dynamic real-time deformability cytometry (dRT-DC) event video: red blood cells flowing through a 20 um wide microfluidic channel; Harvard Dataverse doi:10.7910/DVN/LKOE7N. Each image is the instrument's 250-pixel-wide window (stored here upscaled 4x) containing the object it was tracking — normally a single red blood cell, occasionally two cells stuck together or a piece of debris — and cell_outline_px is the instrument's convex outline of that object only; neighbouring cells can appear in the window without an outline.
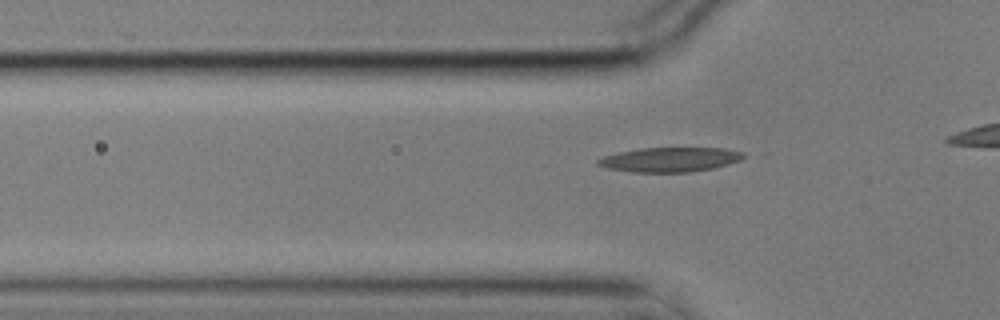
{"species": "common noctule bat (a hibernating species)", "species_latin": "Nyctalus noctula", "temperature_condition": "cold", "stored_images_in_passage": 41, "camera_frame_rate_fps": 3000, "um_per_image_px": 0.085, "animal": {"sex": "male", "body_mass_g": 17.9}, "frame": {"image": 1, "passage_image": 12, "time_ms": 3.667, "image_size_px": [1000, 320], "cell_outline_px": [[744, 156], [740, 160], [716, 168], [688, 172], [632, 172], [608, 168], [596, 164], [596, 160], [604, 156], [620, 152], [640, 148], [724, 148], [744, 152]], "centroid_in_image_um": [56.96, 13.56], "position_along_channel_um": 68.8, "area_um2": 20.75}}
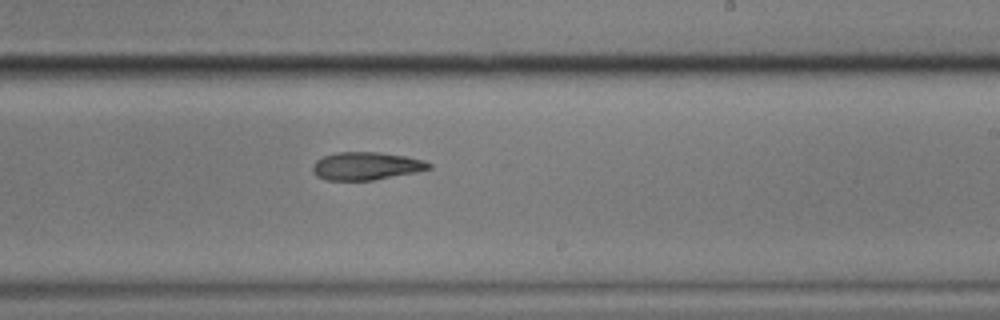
{"frame": {"image": 2, "passage_image": 28, "time_ms": 9.0, "image_size_px": [1000, 320], "cell_outline_px": [[432, 168], [416, 172], [372, 180], [324, 180], [316, 176], [312, 172], [312, 164], [316, 160], [324, 156], [336, 152], [380, 152], [404, 156], [424, 160], [432, 164]], "centroid_in_image_um": [31.09, 14.11], "position_along_channel_um": 257.9, "area_um2": 18.96}}
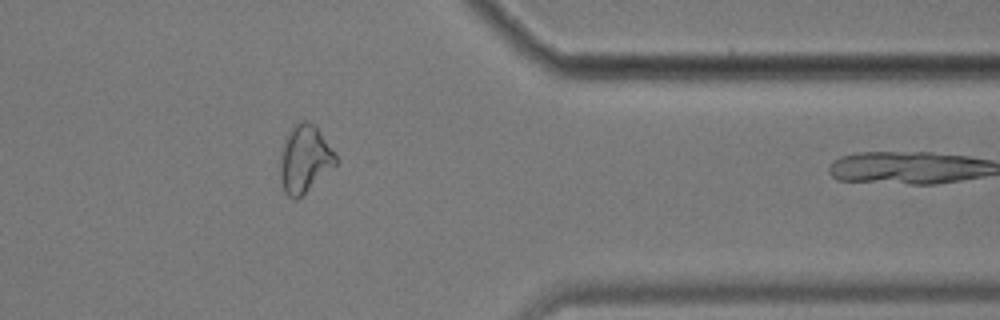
{"frame": {"image": 3, "passage_image": 40, "time_ms": 13.0, "image_size_px": [1000, 320], "cell_outline_px": [[336, 164], [296, 200], [292, 200], [284, 192], [280, 180], [280, 160], [284, 144], [292, 128], [300, 120], [308, 120], [316, 128], [336, 156]], "centroid_in_image_um": [25.86, 13.55], "position_along_channel_um": 385.5, "area_um2": 21.04}}